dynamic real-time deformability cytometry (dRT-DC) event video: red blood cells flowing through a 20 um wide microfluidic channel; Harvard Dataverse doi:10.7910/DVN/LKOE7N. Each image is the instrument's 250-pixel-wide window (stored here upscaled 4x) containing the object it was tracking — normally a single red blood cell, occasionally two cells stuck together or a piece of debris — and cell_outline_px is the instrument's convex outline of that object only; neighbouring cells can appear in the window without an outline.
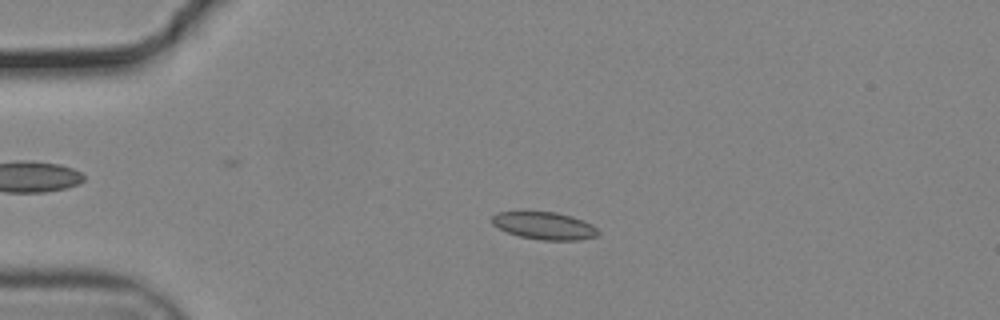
{"species": "common noctule bat (a hibernating species)", "species_latin": "Nyctalus noctula", "temperature_condition": "cold", "stored_images_in_passage": 46, "camera_frame_rate_fps": 3000, "um_per_image_px": 0.085, "animal": {"sex": "male", "body_mass_g": 19.2, "forearm_length_mm": 51.8}, "frame": {"image": 1, "passage_image": 4, "time_ms": 1.0, "image_size_px": [1000, 320], "cell_outline_px": [[600, 232], [596, 236], [580, 240], [540, 240], [520, 236], [508, 232], [492, 224], [492, 216], [496, 212], [556, 212], [572, 216], [584, 220], [592, 224]], "centroid_in_image_um": [46.3, 19.18], "position_along_channel_um": 38.7, "area_um2": 16.94}}
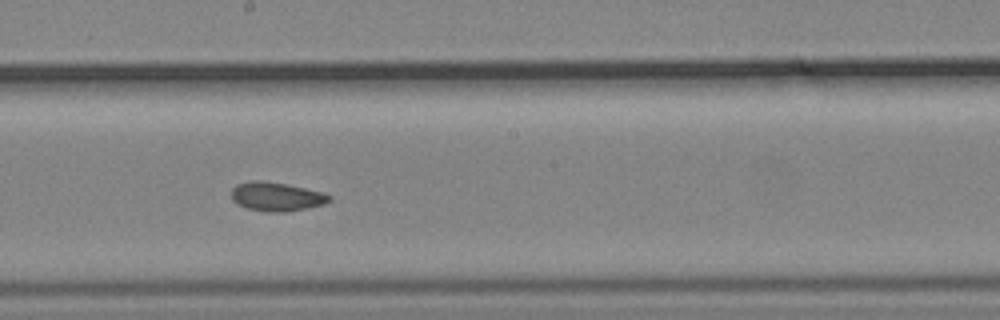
{"frame": {"image": 2, "passage_image": 22, "time_ms": 7.0, "image_size_px": [1000, 320], "cell_outline_px": [[332, 200], [324, 204], [308, 208], [284, 212], [268, 212], [248, 208], [236, 204], [232, 200], [232, 188], [236, 184], [256, 180], [288, 184], [320, 192], [332, 196]], "centroid_in_image_um": [23.5, 16.72], "position_along_channel_um": 224.7, "area_um2": 16.42}}
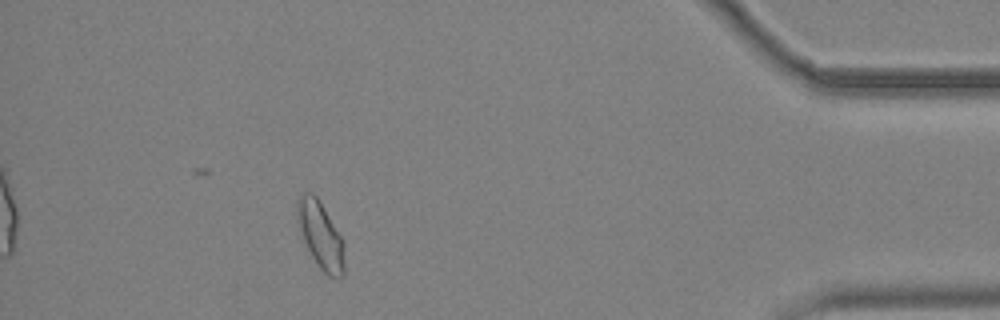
{"frame": {"image": 3, "passage_image": 41, "time_ms": 13.333, "image_size_px": [1000, 320], "cell_outline_px": [[344, 276], [328, 276], [320, 268], [312, 256], [304, 240], [296, 220], [296, 204], [300, 196], [304, 192], [312, 192], [316, 196], [344, 240]], "centroid_in_image_um": [27.25, 19.98], "position_along_channel_um": 408.0, "area_um2": 18.21}, "authors_computed_cell_mechanics": {"area_um2": 16.6753, "velocity_mm_per_s": 3.7015, "shape_relaxation_time_tau1_ms": null, "shape_relaxation_time_tau2_ms": 2.7655, "deformation_change_tau1": null, "deformation_change_tau2": 0.0716}}